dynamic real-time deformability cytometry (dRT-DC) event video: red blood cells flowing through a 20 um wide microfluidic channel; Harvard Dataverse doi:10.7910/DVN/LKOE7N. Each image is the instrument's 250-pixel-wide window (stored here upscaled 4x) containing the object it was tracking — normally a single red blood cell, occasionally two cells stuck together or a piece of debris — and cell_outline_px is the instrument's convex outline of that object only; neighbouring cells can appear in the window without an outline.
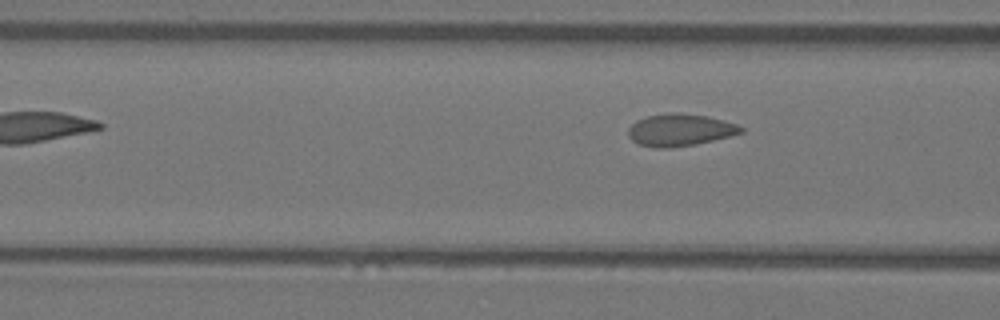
{"species": "Egyptian fruit bat (a non-hibernating species)", "species_latin": "Rousettus aegyptiacus", "temperature_condition": "warm", "stored_images_in_passage": 6, "camera_frame_rate_fps": 3000, "um_per_image_px": 0.085, "animal": {"sex": "female"}, "frame": {"image": 1, "passage_image": 6, "time_ms": 1.667, "image_size_px": [1000, 320], "cell_outline_px": [[744, 132], [696, 144], [672, 148], [656, 148], [640, 144], [632, 140], [628, 136], [628, 128], [636, 120], [648, 116], [672, 112], [704, 116], [736, 124], [744, 128]], "centroid_in_image_um": [57.76, 11.06], "position_along_channel_um": 108.8, "area_um2": 20.81}}